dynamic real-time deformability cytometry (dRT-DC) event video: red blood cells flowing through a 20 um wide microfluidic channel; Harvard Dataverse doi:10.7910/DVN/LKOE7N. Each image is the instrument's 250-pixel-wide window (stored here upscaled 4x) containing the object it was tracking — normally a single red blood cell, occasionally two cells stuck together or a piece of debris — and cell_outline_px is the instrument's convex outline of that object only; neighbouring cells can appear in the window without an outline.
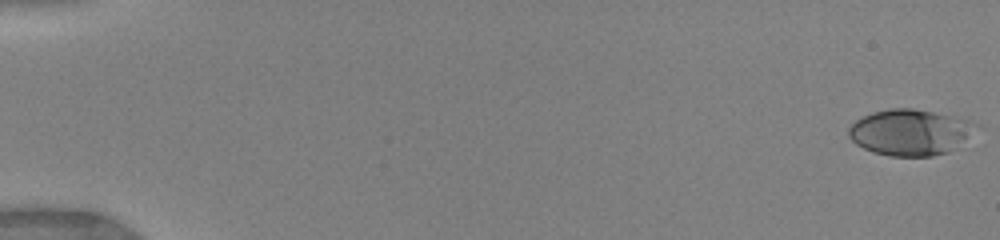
{"species": "human", "species_latin": "Homo sapiens", "temperature_condition": "warm", "stored_images_in_passage": 63, "camera_frame_rate_fps": 3000, "um_per_image_px": 0.085, "donor": {"sex": "female"}, "frame": {"image": 1, "passage_image": 1, "time_ms": 0.0, "image_size_px": [1000, 240], "cell_outline_px": [[964, 136], [948, 152], [932, 156], [888, 156], [872, 152], [856, 144], [848, 136], [848, 128], [856, 120], [872, 112], [888, 108], [912, 108], [952, 116], [964, 120]], "centroid_in_image_um": [77.09, 11.25], "position_along_channel_um": 7.9, "area_um2": 32.43}}
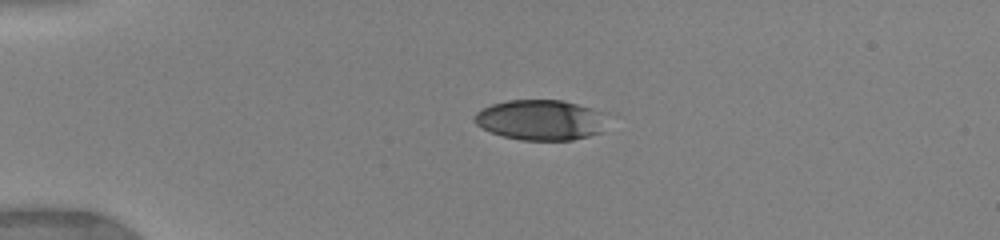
{"frame": {"image": 2, "passage_image": 16, "time_ms": 4.0, "image_size_px": [1000, 240], "cell_outline_px": [[608, 112], [604, 132], [572, 140], [520, 140], [504, 136], [492, 132], [476, 124], [476, 112], [492, 104], [508, 100], [564, 100]], "centroid_in_image_um": [46.07, 10.19], "position_along_channel_um": 38.9, "area_um2": 31.5}}